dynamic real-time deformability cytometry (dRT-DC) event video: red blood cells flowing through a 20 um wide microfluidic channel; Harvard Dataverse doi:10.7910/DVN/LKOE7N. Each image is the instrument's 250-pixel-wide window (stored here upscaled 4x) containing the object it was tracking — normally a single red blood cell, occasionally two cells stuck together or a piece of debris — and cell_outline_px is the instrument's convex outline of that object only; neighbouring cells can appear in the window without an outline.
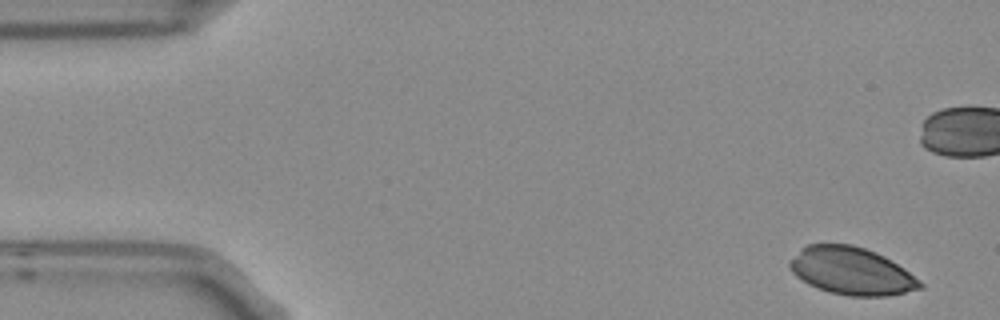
{"species": "Egyptian fruit bat (a non-hibernating species)", "species_latin": "Rousettus aegyptiacus", "temperature_condition": "room temperature", "stored_images_in_passage": 6, "camera_frame_rate_fps": 3000, "um_per_image_px": 0.085, "frame": {"image": 1, "passage_image": 1, "time_ms": 0.0, "image_size_px": [1000, 320], "cell_outline_px": [[924, 288], [888, 296], [848, 296], [828, 292], [816, 288], [808, 284], [796, 276], [792, 272], [788, 264], [788, 260], [808, 244], [852, 244], [876, 252], [884, 256], [904, 268], [920, 280], [924, 284]], "centroid_in_image_um": [72.38, 23.05], "position_along_channel_um": 12.6, "area_um2": 36.24}}